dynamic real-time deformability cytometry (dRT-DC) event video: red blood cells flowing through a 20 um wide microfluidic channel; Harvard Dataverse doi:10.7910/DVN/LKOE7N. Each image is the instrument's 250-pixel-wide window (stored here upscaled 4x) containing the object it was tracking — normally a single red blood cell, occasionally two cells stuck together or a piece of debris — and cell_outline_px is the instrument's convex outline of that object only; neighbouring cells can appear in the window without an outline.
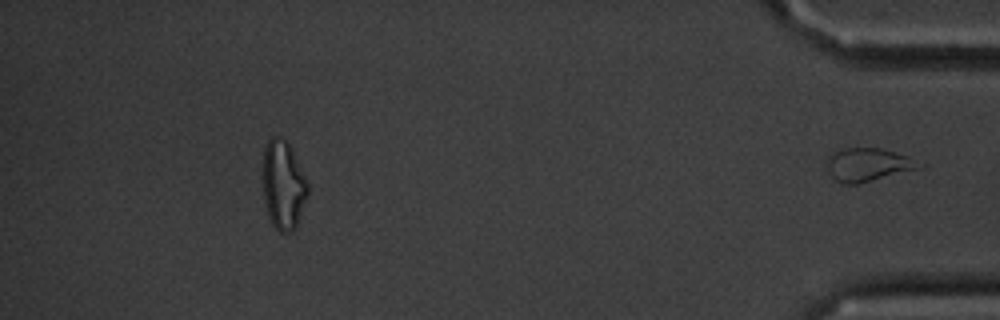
{"species": "common noctule bat (a hibernating species)", "species_latin": "Nyctalus noctula", "temperature_condition": "cold", "stored_images_in_passage": 39, "segment_of_instrument_passage": [2, 2], "camera_frame_rate_fps": 3000, "um_per_image_px": 0.085, "animal": {"sex": "male", "body_mass_g": 20.1, "forearm_length_mm": 53.5}, "frame": {"image": 1, "passage_image": 39, "time_ms": 12.667, "image_size_px": [1000, 320], "cell_outline_px": [[920, 168], [856, 184], [844, 184], [836, 180], [832, 176], [828, 168], [828, 152], [836, 148], [880, 148], [908, 156]], "centroid_in_image_um": [73.66, 13.97], "position_along_channel_um": 361.5, "area_um2": 17.46}}